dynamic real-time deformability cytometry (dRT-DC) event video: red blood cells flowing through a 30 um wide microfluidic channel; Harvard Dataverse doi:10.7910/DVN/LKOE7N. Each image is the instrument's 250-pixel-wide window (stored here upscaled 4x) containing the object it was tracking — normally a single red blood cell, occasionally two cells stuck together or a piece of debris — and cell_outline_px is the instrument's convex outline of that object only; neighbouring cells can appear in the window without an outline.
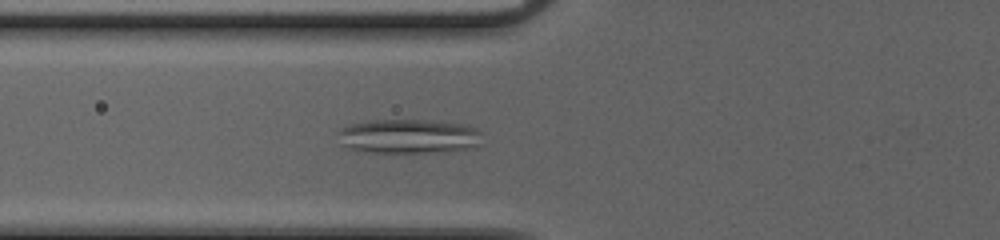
{"species": "common noctule bat (a hibernating species)", "species_latin": "Nyctalus noctula", "temperature_condition": "cold", "stored_images_in_passage": 44, "camera_frame_rate_fps": 3000, "um_per_image_px": 0.085, "animal": {"sex": "female", "body_mass_g": 20.0, "forearm_length_mm": 54.0}, "frame": {"image": 1, "passage_image": 17, "time_ms": 5.333, "image_size_px": [1000, 240], "cell_outline_px": [[480, 132], [476, 144], [468, 148], [436, 152], [372, 152], [348, 148], [344, 144], [340, 132], [344, 128], [352, 124], [372, 120], [424, 120], [456, 124], [476, 128]], "centroid_in_image_um": [34.72, 11.58], "position_along_channel_um": 91.1, "area_um2": 27.69}}
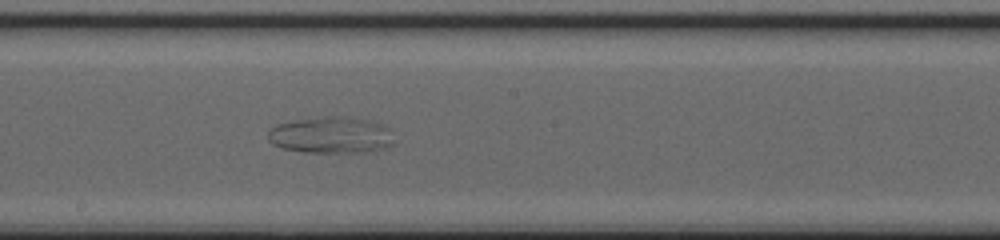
{"frame": {"image": 2, "passage_image": 27, "time_ms": 8.667, "image_size_px": [1000, 240], "cell_outline_px": [[392, 144], [384, 148], [364, 152], [304, 152], [284, 148], [272, 144], [268, 140], [268, 132], [272, 128], [280, 124], [296, 120], [324, 116], [340, 116], [368, 120], [384, 124], [388, 128]], "centroid_in_image_um": [28.12, 11.48], "position_along_channel_um": 220.1, "area_um2": 26.47}}
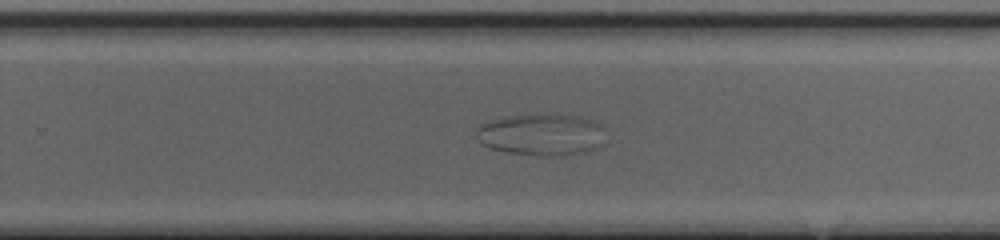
{"frame": {"image": 3, "passage_image": 32, "time_ms": 10.333, "image_size_px": [1000, 240], "cell_outline_px": [[604, 144], [588, 152], [560, 156], [536, 156], [508, 152], [492, 148], [484, 144], [476, 136], [476, 128], [480, 124], [492, 120], [508, 116], [544, 112], [556, 112], [580, 116], [592, 120], [600, 124], [604, 128]], "centroid_in_image_um": [46.09, 11.41], "position_along_channel_um": 283.7, "area_um2": 32.43}}